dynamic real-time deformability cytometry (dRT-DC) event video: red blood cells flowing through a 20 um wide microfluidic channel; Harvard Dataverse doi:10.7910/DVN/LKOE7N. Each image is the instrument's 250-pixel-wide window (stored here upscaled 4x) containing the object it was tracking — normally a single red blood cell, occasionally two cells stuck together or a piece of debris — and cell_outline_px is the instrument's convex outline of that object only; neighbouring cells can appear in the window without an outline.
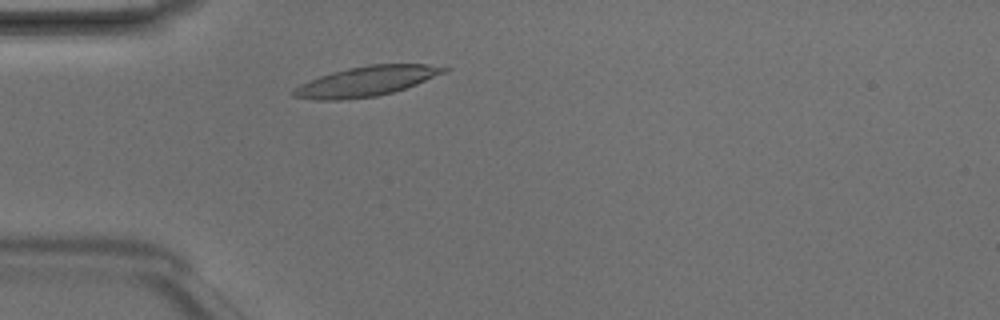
{"species": "Egyptian fruit bat (a non-hibernating species)", "species_latin": "Rousettus aegyptiacus", "temperature_condition": "room temperature", "stored_images_in_passage": 1, "camera_frame_rate_fps": 3000, "um_per_image_px": 0.085, "animal": {"sex": "male"}, "frame": {"image": 1, "passage_image": 1, "time_ms": 0.0, "image_size_px": [1000, 320], "cell_outline_px": [[452, 68], [444, 72], [416, 84], [392, 92], [376, 96], [340, 100], [316, 100], [292, 96], [292, 92], [300, 84], [320, 76], [332, 72], [348, 68], [372, 64], [428, 64]], "centroid_in_image_um": [31.13, 6.9], "position_along_channel_um": 53.9, "area_um2": 25.84}}